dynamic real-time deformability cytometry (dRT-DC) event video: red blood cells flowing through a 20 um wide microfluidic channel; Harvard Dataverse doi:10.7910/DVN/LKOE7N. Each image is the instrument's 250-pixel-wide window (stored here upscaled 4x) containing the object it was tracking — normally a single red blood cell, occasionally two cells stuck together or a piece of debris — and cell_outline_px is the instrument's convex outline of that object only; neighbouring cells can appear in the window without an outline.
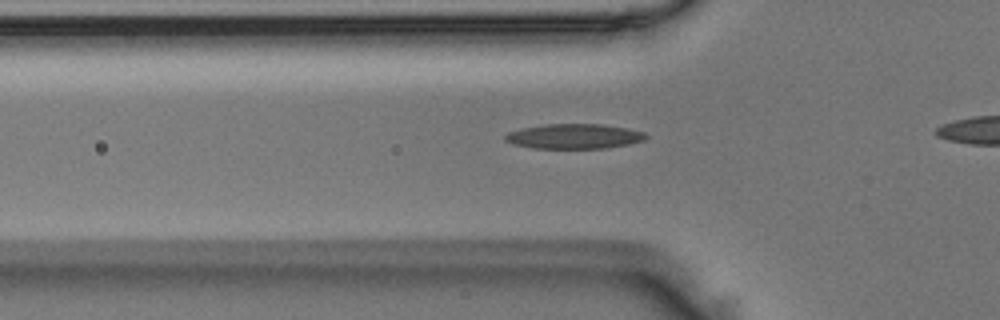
{"species": "Egyptian fruit bat (a non-hibernating species)", "species_latin": "Rousettus aegyptiacus", "temperature_condition": "room temperature", "stored_images_in_passage": 37, "camera_frame_rate_fps": 3000, "um_per_image_px": 0.085, "animal": {"sex": "male"}, "frame": {"image": 1, "passage_image": 12, "time_ms": 3.667, "image_size_px": [1000, 320], "cell_outline_px": [[648, 136], [644, 140], [628, 144], [604, 148], [532, 148], [516, 144], [504, 140], [504, 136], [508, 132], [524, 128], [544, 124], [600, 124], [628, 128], [644, 132]], "centroid_in_image_um": [48.81, 11.58], "position_along_channel_um": 77.0, "area_um2": 20.23}}
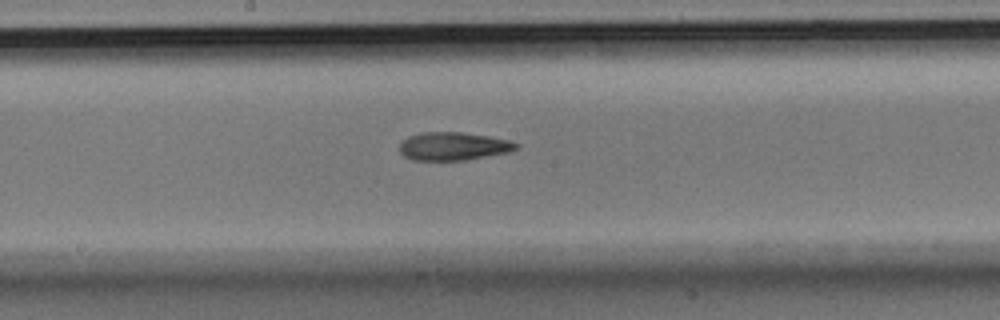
{"frame": {"image": 2, "passage_image": 22, "time_ms": 7.0, "image_size_px": [1000, 320], "cell_outline_px": [[520, 144], [516, 148], [508, 152], [464, 160], [412, 160], [404, 156], [400, 152], [400, 140], [408, 136], [420, 132], [460, 132], [488, 136], [508, 140]], "centroid_in_image_um": [38.47, 12.42], "position_along_channel_um": 209.7, "area_um2": 19.07}}
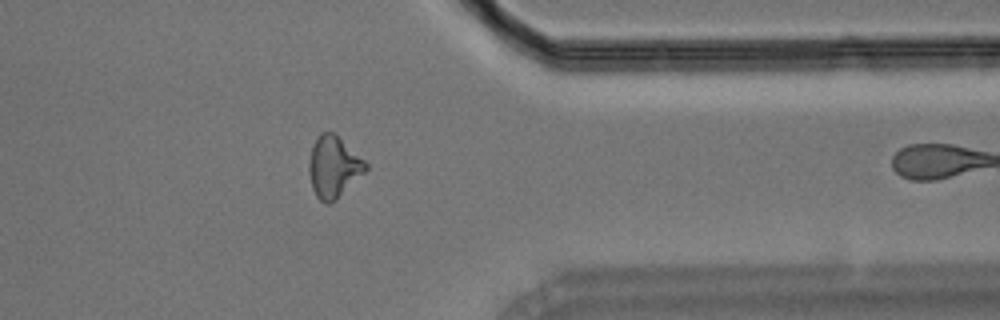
{"frame": {"image": 3, "passage_image": 36, "time_ms": 11.667, "image_size_px": [1000, 320], "cell_outline_px": [[368, 168], [336, 200], [328, 204], [324, 204], [316, 196], [312, 188], [308, 172], [308, 164], [312, 144], [320, 132], [336, 132], [368, 164]], "centroid_in_image_um": [28.33, 14.16], "position_along_channel_um": 383.1, "area_um2": 20.52}}